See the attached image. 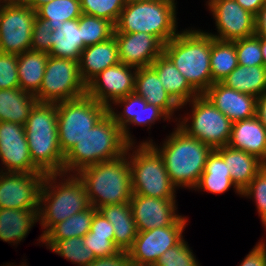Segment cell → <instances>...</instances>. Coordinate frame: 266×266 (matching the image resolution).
Returning a JSON list of instances; mask_svg holds the SVG:
<instances>
[{
  "mask_svg": "<svg viewBox=\"0 0 266 266\" xmlns=\"http://www.w3.org/2000/svg\"><path fill=\"white\" fill-rule=\"evenodd\" d=\"M141 144H150L159 153L176 188L194 189L205 169L207 157L213 150L197 138L189 136L178 125L165 139L162 147L156 146L152 139L143 140Z\"/></svg>",
  "mask_w": 266,
  "mask_h": 266,
  "instance_id": "1",
  "label": "cell"
},
{
  "mask_svg": "<svg viewBox=\"0 0 266 266\" xmlns=\"http://www.w3.org/2000/svg\"><path fill=\"white\" fill-rule=\"evenodd\" d=\"M163 53L199 95L212 85L211 35L208 32L183 30L164 44Z\"/></svg>",
  "mask_w": 266,
  "mask_h": 266,
  "instance_id": "2",
  "label": "cell"
},
{
  "mask_svg": "<svg viewBox=\"0 0 266 266\" xmlns=\"http://www.w3.org/2000/svg\"><path fill=\"white\" fill-rule=\"evenodd\" d=\"M128 145L122 129L107 113L65 155L63 173L77 174L88 166L118 159L126 153Z\"/></svg>",
  "mask_w": 266,
  "mask_h": 266,
  "instance_id": "3",
  "label": "cell"
},
{
  "mask_svg": "<svg viewBox=\"0 0 266 266\" xmlns=\"http://www.w3.org/2000/svg\"><path fill=\"white\" fill-rule=\"evenodd\" d=\"M58 176L62 178L60 180L61 182L57 181ZM90 206L84 184L77 174H46L41 188L39 202L38 219L44 229L42 235L39 237L40 239H38L39 242H42V236L53 225L86 210Z\"/></svg>",
  "mask_w": 266,
  "mask_h": 266,
  "instance_id": "4",
  "label": "cell"
},
{
  "mask_svg": "<svg viewBox=\"0 0 266 266\" xmlns=\"http://www.w3.org/2000/svg\"><path fill=\"white\" fill-rule=\"evenodd\" d=\"M24 128L33 163L43 173H63L65 155L58 141L57 104L36 102Z\"/></svg>",
  "mask_w": 266,
  "mask_h": 266,
  "instance_id": "5",
  "label": "cell"
},
{
  "mask_svg": "<svg viewBox=\"0 0 266 266\" xmlns=\"http://www.w3.org/2000/svg\"><path fill=\"white\" fill-rule=\"evenodd\" d=\"M90 205L96 209L130 202L133 196L128 156L88 166L77 173Z\"/></svg>",
  "mask_w": 266,
  "mask_h": 266,
  "instance_id": "6",
  "label": "cell"
},
{
  "mask_svg": "<svg viewBox=\"0 0 266 266\" xmlns=\"http://www.w3.org/2000/svg\"><path fill=\"white\" fill-rule=\"evenodd\" d=\"M176 4L175 0H139L127 3L120 13L114 33L145 32L166 44L179 33L176 29Z\"/></svg>",
  "mask_w": 266,
  "mask_h": 266,
  "instance_id": "7",
  "label": "cell"
},
{
  "mask_svg": "<svg viewBox=\"0 0 266 266\" xmlns=\"http://www.w3.org/2000/svg\"><path fill=\"white\" fill-rule=\"evenodd\" d=\"M134 146L129 144L125 153L130 166L133 195L175 199L176 187L159 153L150 144L139 143L138 148Z\"/></svg>",
  "mask_w": 266,
  "mask_h": 266,
  "instance_id": "8",
  "label": "cell"
},
{
  "mask_svg": "<svg viewBox=\"0 0 266 266\" xmlns=\"http://www.w3.org/2000/svg\"><path fill=\"white\" fill-rule=\"evenodd\" d=\"M56 104L58 141L64 155L109 112L87 94Z\"/></svg>",
  "mask_w": 266,
  "mask_h": 266,
  "instance_id": "9",
  "label": "cell"
},
{
  "mask_svg": "<svg viewBox=\"0 0 266 266\" xmlns=\"http://www.w3.org/2000/svg\"><path fill=\"white\" fill-rule=\"evenodd\" d=\"M189 102L192 106L191 116L179 118L176 125L189 136L197 138L213 150L226 146L230 139L233 122L203 94Z\"/></svg>",
  "mask_w": 266,
  "mask_h": 266,
  "instance_id": "10",
  "label": "cell"
},
{
  "mask_svg": "<svg viewBox=\"0 0 266 266\" xmlns=\"http://www.w3.org/2000/svg\"><path fill=\"white\" fill-rule=\"evenodd\" d=\"M85 94L86 84L79 73V62L49 55L41 87L35 94L37 102L58 103Z\"/></svg>",
  "mask_w": 266,
  "mask_h": 266,
  "instance_id": "11",
  "label": "cell"
},
{
  "mask_svg": "<svg viewBox=\"0 0 266 266\" xmlns=\"http://www.w3.org/2000/svg\"><path fill=\"white\" fill-rule=\"evenodd\" d=\"M36 11L24 2L2 5L0 10V52L19 55L31 49Z\"/></svg>",
  "mask_w": 266,
  "mask_h": 266,
  "instance_id": "12",
  "label": "cell"
},
{
  "mask_svg": "<svg viewBox=\"0 0 266 266\" xmlns=\"http://www.w3.org/2000/svg\"><path fill=\"white\" fill-rule=\"evenodd\" d=\"M187 218L181 216L174 224L138 232L128 250L132 266H154L158 258L183 239Z\"/></svg>",
  "mask_w": 266,
  "mask_h": 266,
  "instance_id": "13",
  "label": "cell"
},
{
  "mask_svg": "<svg viewBox=\"0 0 266 266\" xmlns=\"http://www.w3.org/2000/svg\"><path fill=\"white\" fill-rule=\"evenodd\" d=\"M46 173L0 171V208L39 212L41 188Z\"/></svg>",
  "mask_w": 266,
  "mask_h": 266,
  "instance_id": "14",
  "label": "cell"
},
{
  "mask_svg": "<svg viewBox=\"0 0 266 266\" xmlns=\"http://www.w3.org/2000/svg\"><path fill=\"white\" fill-rule=\"evenodd\" d=\"M207 4L219 33H208L213 38L235 41L255 35V16L235 0H208Z\"/></svg>",
  "mask_w": 266,
  "mask_h": 266,
  "instance_id": "15",
  "label": "cell"
},
{
  "mask_svg": "<svg viewBox=\"0 0 266 266\" xmlns=\"http://www.w3.org/2000/svg\"><path fill=\"white\" fill-rule=\"evenodd\" d=\"M136 72L137 68L119 62L96 75L86 85V94L109 108L117 99L134 93Z\"/></svg>",
  "mask_w": 266,
  "mask_h": 266,
  "instance_id": "16",
  "label": "cell"
},
{
  "mask_svg": "<svg viewBox=\"0 0 266 266\" xmlns=\"http://www.w3.org/2000/svg\"><path fill=\"white\" fill-rule=\"evenodd\" d=\"M0 160L3 172H42L31 160L24 125L15 122H0Z\"/></svg>",
  "mask_w": 266,
  "mask_h": 266,
  "instance_id": "17",
  "label": "cell"
},
{
  "mask_svg": "<svg viewBox=\"0 0 266 266\" xmlns=\"http://www.w3.org/2000/svg\"><path fill=\"white\" fill-rule=\"evenodd\" d=\"M113 104L123 106L122 112H115L113 105L109 107V114L113 117L115 123L122 129V135L129 144H135L131 137L128 126L135 125H148L149 128L155 121L169 120L170 118L157 106L149 104L139 95L135 93L129 94L126 97L117 99Z\"/></svg>",
  "mask_w": 266,
  "mask_h": 266,
  "instance_id": "18",
  "label": "cell"
},
{
  "mask_svg": "<svg viewBox=\"0 0 266 266\" xmlns=\"http://www.w3.org/2000/svg\"><path fill=\"white\" fill-rule=\"evenodd\" d=\"M130 205L138 232L170 226L181 217L175 199L133 195Z\"/></svg>",
  "mask_w": 266,
  "mask_h": 266,
  "instance_id": "19",
  "label": "cell"
},
{
  "mask_svg": "<svg viewBox=\"0 0 266 266\" xmlns=\"http://www.w3.org/2000/svg\"><path fill=\"white\" fill-rule=\"evenodd\" d=\"M121 63L135 68L148 67L163 53L164 44L145 32L113 33Z\"/></svg>",
  "mask_w": 266,
  "mask_h": 266,
  "instance_id": "20",
  "label": "cell"
},
{
  "mask_svg": "<svg viewBox=\"0 0 266 266\" xmlns=\"http://www.w3.org/2000/svg\"><path fill=\"white\" fill-rule=\"evenodd\" d=\"M203 95L233 123L256 116L257 97L213 83Z\"/></svg>",
  "mask_w": 266,
  "mask_h": 266,
  "instance_id": "21",
  "label": "cell"
},
{
  "mask_svg": "<svg viewBox=\"0 0 266 266\" xmlns=\"http://www.w3.org/2000/svg\"><path fill=\"white\" fill-rule=\"evenodd\" d=\"M134 93L141 96L149 104L159 107L170 119L181 106L165 90L157 72L151 67L137 69Z\"/></svg>",
  "mask_w": 266,
  "mask_h": 266,
  "instance_id": "22",
  "label": "cell"
},
{
  "mask_svg": "<svg viewBox=\"0 0 266 266\" xmlns=\"http://www.w3.org/2000/svg\"><path fill=\"white\" fill-rule=\"evenodd\" d=\"M119 62L118 43L114 35L106 41L87 46L79 60L81 79L87 85L100 72Z\"/></svg>",
  "mask_w": 266,
  "mask_h": 266,
  "instance_id": "23",
  "label": "cell"
},
{
  "mask_svg": "<svg viewBox=\"0 0 266 266\" xmlns=\"http://www.w3.org/2000/svg\"><path fill=\"white\" fill-rule=\"evenodd\" d=\"M227 145L255 155L266 164V129L257 116L234 122Z\"/></svg>",
  "mask_w": 266,
  "mask_h": 266,
  "instance_id": "24",
  "label": "cell"
},
{
  "mask_svg": "<svg viewBox=\"0 0 266 266\" xmlns=\"http://www.w3.org/2000/svg\"><path fill=\"white\" fill-rule=\"evenodd\" d=\"M224 159L232 182L242 192L265 165L255 155L228 145L215 149Z\"/></svg>",
  "mask_w": 266,
  "mask_h": 266,
  "instance_id": "25",
  "label": "cell"
},
{
  "mask_svg": "<svg viewBox=\"0 0 266 266\" xmlns=\"http://www.w3.org/2000/svg\"><path fill=\"white\" fill-rule=\"evenodd\" d=\"M150 66L157 72L165 90L181 108L199 95L164 53L158 56Z\"/></svg>",
  "mask_w": 266,
  "mask_h": 266,
  "instance_id": "26",
  "label": "cell"
},
{
  "mask_svg": "<svg viewBox=\"0 0 266 266\" xmlns=\"http://www.w3.org/2000/svg\"><path fill=\"white\" fill-rule=\"evenodd\" d=\"M97 210L113 225L114 244L119 250L128 251L138 233L130 202L102 206Z\"/></svg>",
  "mask_w": 266,
  "mask_h": 266,
  "instance_id": "27",
  "label": "cell"
},
{
  "mask_svg": "<svg viewBox=\"0 0 266 266\" xmlns=\"http://www.w3.org/2000/svg\"><path fill=\"white\" fill-rule=\"evenodd\" d=\"M233 186L235 192L241 195V191L232 182L230 171L223 157L214 149L208 155L205 169L200 176L194 190L203 189L212 194H223Z\"/></svg>",
  "mask_w": 266,
  "mask_h": 266,
  "instance_id": "28",
  "label": "cell"
},
{
  "mask_svg": "<svg viewBox=\"0 0 266 266\" xmlns=\"http://www.w3.org/2000/svg\"><path fill=\"white\" fill-rule=\"evenodd\" d=\"M38 221L36 211L0 208V239L18 244L26 238L31 227Z\"/></svg>",
  "mask_w": 266,
  "mask_h": 266,
  "instance_id": "29",
  "label": "cell"
},
{
  "mask_svg": "<svg viewBox=\"0 0 266 266\" xmlns=\"http://www.w3.org/2000/svg\"><path fill=\"white\" fill-rule=\"evenodd\" d=\"M36 102L35 95L20 88L0 89V122L25 125Z\"/></svg>",
  "mask_w": 266,
  "mask_h": 266,
  "instance_id": "30",
  "label": "cell"
},
{
  "mask_svg": "<svg viewBox=\"0 0 266 266\" xmlns=\"http://www.w3.org/2000/svg\"><path fill=\"white\" fill-rule=\"evenodd\" d=\"M52 33V49L49 55L79 62L84 43L78 19L64 21L62 28L52 30Z\"/></svg>",
  "mask_w": 266,
  "mask_h": 266,
  "instance_id": "31",
  "label": "cell"
},
{
  "mask_svg": "<svg viewBox=\"0 0 266 266\" xmlns=\"http://www.w3.org/2000/svg\"><path fill=\"white\" fill-rule=\"evenodd\" d=\"M48 53L28 50L18 55L19 86L35 95L42 84Z\"/></svg>",
  "mask_w": 266,
  "mask_h": 266,
  "instance_id": "32",
  "label": "cell"
},
{
  "mask_svg": "<svg viewBox=\"0 0 266 266\" xmlns=\"http://www.w3.org/2000/svg\"><path fill=\"white\" fill-rule=\"evenodd\" d=\"M222 83L241 93L259 97L266 92V67L238 64Z\"/></svg>",
  "mask_w": 266,
  "mask_h": 266,
  "instance_id": "33",
  "label": "cell"
},
{
  "mask_svg": "<svg viewBox=\"0 0 266 266\" xmlns=\"http://www.w3.org/2000/svg\"><path fill=\"white\" fill-rule=\"evenodd\" d=\"M96 211L95 207L90 206L86 210L53 225L42 236V243L46 244L47 247L53 240L84 237L90 231L92 218Z\"/></svg>",
  "mask_w": 266,
  "mask_h": 266,
  "instance_id": "34",
  "label": "cell"
},
{
  "mask_svg": "<svg viewBox=\"0 0 266 266\" xmlns=\"http://www.w3.org/2000/svg\"><path fill=\"white\" fill-rule=\"evenodd\" d=\"M210 64L212 84L222 82L238 66L234 41H222L211 36Z\"/></svg>",
  "mask_w": 266,
  "mask_h": 266,
  "instance_id": "35",
  "label": "cell"
},
{
  "mask_svg": "<svg viewBox=\"0 0 266 266\" xmlns=\"http://www.w3.org/2000/svg\"><path fill=\"white\" fill-rule=\"evenodd\" d=\"M81 15L80 0H53L36 10V17L48 22L52 30L61 29L64 21L79 19Z\"/></svg>",
  "mask_w": 266,
  "mask_h": 266,
  "instance_id": "36",
  "label": "cell"
},
{
  "mask_svg": "<svg viewBox=\"0 0 266 266\" xmlns=\"http://www.w3.org/2000/svg\"><path fill=\"white\" fill-rule=\"evenodd\" d=\"M52 252L68 259L78 266H88L96 259L92 250L84 245L83 237L53 240L48 246Z\"/></svg>",
  "mask_w": 266,
  "mask_h": 266,
  "instance_id": "37",
  "label": "cell"
},
{
  "mask_svg": "<svg viewBox=\"0 0 266 266\" xmlns=\"http://www.w3.org/2000/svg\"><path fill=\"white\" fill-rule=\"evenodd\" d=\"M84 48L108 40L113 36L115 26L108 20L82 14L78 19Z\"/></svg>",
  "mask_w": 266,
  "mask_h": 266,
  "instance_id": "38",
  "label": "cell"
},
{
  "mask_svg": "<svg viewBox=\"0 0 266 266\" xmlns=\"http://www.w3.org/2000/svg\"><path fill=\"white\" fill-rule=\"evenodd\" d=\"M82 14L103 18L116 25L125 6L123 0H80Z\"/></svg>",
  "mask_w": 266,
  "mask_h": 266,
  "instance_id": "39",
  "label": "cell"
},
{
  "mask_svg": "<svg viewBox=\"0 0 266 266\" xmlns=\"http://www.w3.org/2000/svg\"><path fill=\"white\" fill-rule=\"evenodd\" d=\"M238 64L243 66H264L261 53V37L256 35L234 41Z\"/></svg>",
  "mask_w": 266,
  "mask_h": 266,
  "instance_id": "40",
  "label": "cell"
},
{
  "mask_svg": "<svg viewBox=\"0 0 266 266\" xmlns=\"http://www.w3.org/2000/svg\"><path fill=\"white\" fill-rule=\"evenodd\" d=\"M187 243L183 239L178 245L168 249L154 266H200Z\"/></svg>",
  "mask_w": 266,
  "mask_h": 266,
  "instance_id": "41",
  "label": "cell"
},
{
  "mask_svg": "<svg viewBox=\"0 0 266 266\" xmlns=\"http://www.w3.org/2000/svg\"><path fill=\"white\" fill-rule=\"evenodd\" d=\"M243 197H254L258 214L266 228V164L241 192Z\"/></svg>",
  "mask_w": 266,
  "mask_h": 266,
  "instance_id": "42",
  "label": "cell"
},
{
  "mask_svg": "<svg viewBox=\"0 0 266 266\" xmlns=\"http://www.w3.org/2000/svg\"><path fill=\"white\" fill-rule=\"evenodd\" d=\"M18 55L0 52V89L20 88Z\"/></svg>",
  "mask_w": 266,
  "mask_h": 266,
  "instance_id": "43",
  "label": "cell"
},
{
  "mask_svg": "<svg viewBox=\"0 0 266 266\" xmlns=\"http://www.w3.org/2000/svg\"><path fill=\"white\" fill-rule=\"evenodd\" d=\"M52 38L53 33L48 22L36 17L33 23L30 50L49 54L52 49Z\"/></svg>",
  "mask_w": 266,
  "mask_h": 266,
  "instance_id": "44",
  "label": "cell"
},
{
  "mask_svg": "<svg viewBox=\"0 0 266 266\" xmlns=\"http://www.w3.org/2000/svg\"><path fill=\"white\" fill-rule=\"evenodd\" d=\"M83 241L96 258L108 257L120 251L114 244V236H93V233L89 231L83 237Z\"/></svg>",
  "mask_w": 266,
  "mask_h": 266,
  "instance_id": "45",
  "label": "cell"
},
{
  "mask_svg": "<svg viewBox=\"0 0 266 266\" xmlns=\"http://www.w3.org/2000/svg\"><path fill=\"white\" fill-rule=\"evenodd\" d=\"M88 266H132L129 252L120 250L108 257L94 259Z\"/></svg>",
  "mask_w": 266,
  "mask_h": 266,
  "instance_id": "46",
  "label": "cell"
},
{
  "mask_svg": "<svg viewBox=\"0 0 266 266\" xmlns=\"http://www.w3.org/2000/svg\"><path fill=\"white\" fill-rule=\"evenodd\" d=\"M239 266H266V242H258Z\"/></svg>",
  "mask_w": 266,
  "mask_h": 266,
  "instance_id": "47",
  "label": "cell"
},
{
  "mask_svg": "<svg viewBox=\"0 0 266 266\" xmlns=\"http://www.w3.org/2000/svg\"><path fill=\"white\" fill-rule=\"evenodd\" d=\"M90 231L93 236H114L113 225L98 210L92 218Z\"/></svg>",
  "mask_w": 266,
  "mask_h": 266,
  "instance_id": "48",
  "label": "cell"
},
{
  "mask_svg": "<svg viewBox=\"0 0 266 266\" xmlns=\"http://www.w3.org/2000/svg\"><path fill=\"white\" fill-rule=\"evenodd\" d=\"M255 35L266 39V3L255 16Z\"/></svg>",
  "mask_w": 266,
  "mask_h": 266,
  "instance_id": "49",
  "label": "cell"
},
{
  "mask_svg": "<svg viewBox=\"0 0 266 266\" xmlns=\"http://www.w3.org/2000/svg\"><path fill=\"white\" fill-rule=\"evenodd\" d=\"M242 8L254 16L257 15L260 8L266 3V0H235Z\"/></svg>",
  "mask_w": 266,
  "mask_h": 266,
  "instance_id": "50",
  "label": "cell"
},
{
  "mask_svg": "<svg viewBox=\"0 0 266 266\" xmlns=\"http://www.w3.org/2000/svg\"><path fill=\"white\" fill-rule=\"evenodd\" d=\"M256 116L266 129V92L257 97Z\"/></svg>",
  "mask_w": 266,
  "mask_h": 266,
  "instance_id": "51",
  "label": "cell"
},
{
  "mask_svg": "<svg viewBox=\"0 0 266 266\" xmlns=\"http://www.w3.org/2000/svg\"><path fill=\"white\" fill-rule=\"evenodd\" d=\"M53 0H23V2L29 5L35 11L42 5L51 2Z\"/></svg>",
  "mask_w": 266,
  "mask_h": 266,
  "instance_id": "52",
  "label": "cell"
},
{
  "mask_svg": "<svg viewBox=\"0 0 266 266\" xmlns=\"http://www.w3.org/2000/svg\"><path fill=\"white\" fill-rule=\"evenodd\" d=\"M261 53L263 55L264 66L266 67V39L261 37Z\"/></svg>",
  "mask_w": 266,
  "mask_h": 266,
  "instance_id": "53",
  "label": "cell"
},
{
  "mask_svg": "<svg viewBox=\"0 0 266 266\" xmlns=\"http://www.w3.org/2000/svg\"><path fill=\"white\" fill-rule=\"evenodd\" d=\"M21 2H23V0H0V6L18 4Z\"/></svg>",
  "mask_w": 266,
  "mask_h": 266,
  "instance_id": "54",
  "label": "cell"
},
{
  "mask_svg": "<svg viewBox=\"0 0 266 266\" xmlns=\"http://www.w3.org/2000/svg\"><path fill=\"white\" fill-rule=\"evenodd\" d=\"M136 1H139V0H123V2H124L125 4H127V3H131V2H136Z\"/></svg>",
  "mask_w": 266,
  "mask_h": 266,
  "instance_id": "55",
  "label": "cell"
}]
</instances>
